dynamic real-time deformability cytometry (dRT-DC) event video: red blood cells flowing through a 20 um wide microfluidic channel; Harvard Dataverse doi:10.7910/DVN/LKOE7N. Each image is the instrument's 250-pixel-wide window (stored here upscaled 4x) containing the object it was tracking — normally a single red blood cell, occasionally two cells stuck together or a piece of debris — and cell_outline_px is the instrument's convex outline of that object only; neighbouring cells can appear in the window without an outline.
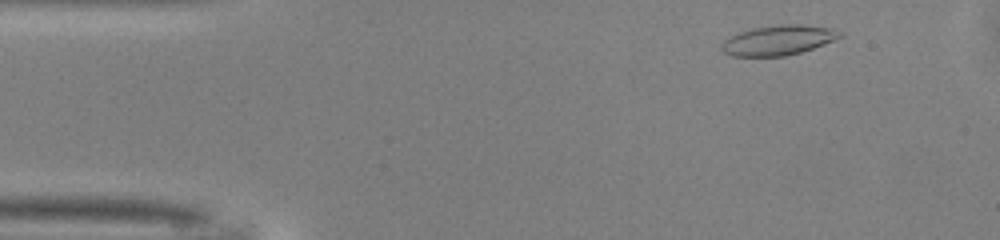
{"species": "common noctule bat (a hibernating species)", "species_latin": "Nyctalus noctula", "temperature_condition": "warm", "stored_images_in_passage": 24, "camera_frame_rate_fps": 3000, "um_per_image_px": 0.085, "animal": {"sex": "male", "body_mass_g": 13.0, "forearm_length_mm": 53.1}, "frame": {"image": 1, "passage_image": 3, "time_ms": 0.667, "image_size_px": [1000, 240], "cell_outline_px": [[844, 36], [824, 44], [800, 52], [784, 56], [732, 56], [724, 52], [720, 48], [720, 44], [724, 40], [740, 32], [752, 28], [780, 24], [800, 24], [832, 28], [840, 32]], "centroid_in_image_um": [66.15, 3.41], "position_along_channel_um": 18.9, "area_um2": 20.52}}
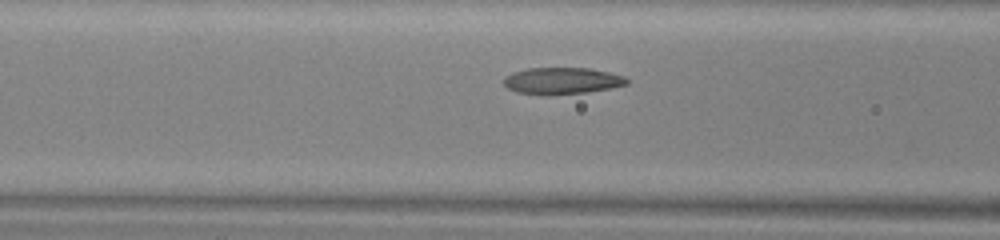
{"frame": {"image": 2, "passage_image": 16, "time_ms": 5.0, "image_size_px": [1000, 240], "cell_outline_px": [[628, 84], [608, 88], [584, 92], [548, 96], [516, 92], [508, 88], [504, 84], [504, 76], [512, 72], [528, 68], [592, 68], [624, 76], [628, 80]], "centroid_in_image_um": [47.72, 6.87], "position_along_channel_um": 118.9, "area_um2": 19.19}}
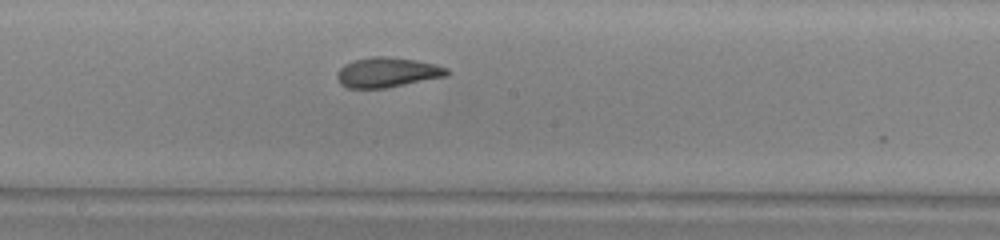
{"frame": {"image": 3, "passage_image": 23, "time_ms": 7.333, "image_size_px": [1000, 240], "cell_outline_px": [[452, 72], [448, 76], [384, 88], [348, 88], [340, 84], [336, 76], [340, 68], [344, 64], [356, 60], [372, 56], [388, 56], [416, 60], [436, 64], [448, 68]], "centroid_in_image_um": [32.96, 6.15], "position_along_channel_um": 215.2, "area_um2": 19.25}}